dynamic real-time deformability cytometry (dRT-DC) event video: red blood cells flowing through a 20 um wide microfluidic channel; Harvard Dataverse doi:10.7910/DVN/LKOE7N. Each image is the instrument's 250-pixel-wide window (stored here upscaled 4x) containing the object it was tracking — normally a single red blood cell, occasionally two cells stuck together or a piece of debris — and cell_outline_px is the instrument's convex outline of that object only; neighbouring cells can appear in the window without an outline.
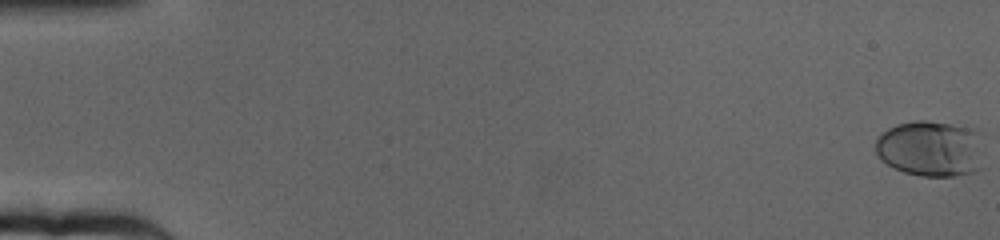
{"species": "human", "species_latin": "Homo sapiens", "temperature_condition": "cold", "stored_images_in_passage": 67, "camera_frame_rate_fps": 3000, "um_per_image_px": 0.085, "donor": {"sex": "female"}, "frame": {"image": 1, "passage_image": 1, "time_ms": 0.0, "image_size_px": [1000, 240], "cell_outline_px": [[980, 168], [972, 172], [952, 176], [924, 176], [904, 172], [880, 160], [876, 152], [876, 140], [888, 128], [896, 124], [916, 120], [928, 120], [952, 124], [972, 128]], "centroid_in_image_um": [78.97, 12.62], "position_along_channel_um": 6.0, "area_um2": 34.16}}
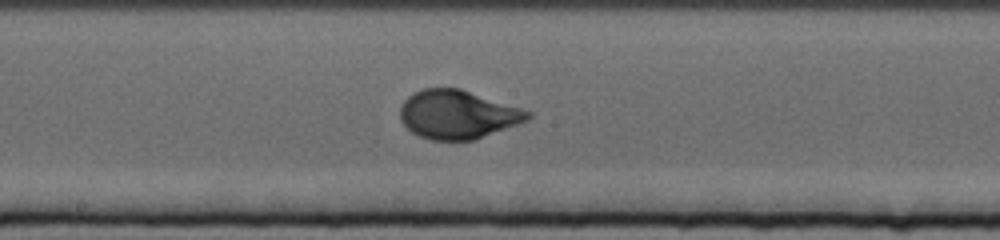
{"frame": {"image": 2, "passage_image": 37, "time_ms": 12.0, "image_size_px": [1000, 240], "cell_outline_px": [[532, 116], [528, 120], [472, 140], [432, 140], [420, 136], [412, 132], [400, 120], [400, 108], [404, 100], [412, 92], [424, 88], [460, 88], [532, 112]], "centroid_in_image_um": [38.86, 9.72], "position_along_channel_um": 209.3, "area_um2": 35.84}}
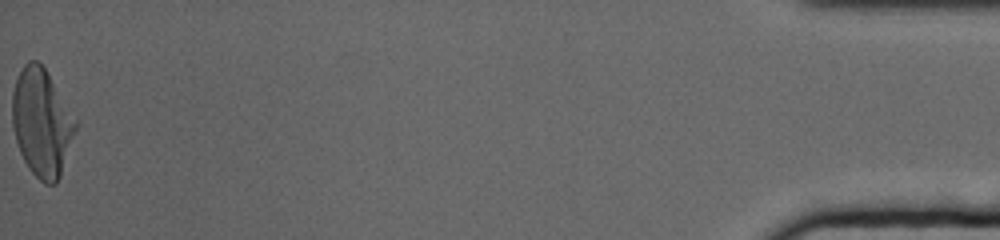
{"frame": {"image": 3, "passage_image": 67, "time_ms": 22.0, "image_size_px": [1000, 240], "cell_outline_px": [[76, 128], [60, 176], [56, 184], [44, 184], [28, 168], [20, 152], [12, 128], [12, 92], [16, 80], [24, 64], [28, 60], [36, 60], [44, 68], [76, 120]], "centroid_in_image_um": [3.51, 10.44], "position_along_channel_um": 431.7, "area_um2": 39.07}, "authors_computed_cell_mechanics": {"area_um2": 35.4892, "velocity_mm_per_s": 3.1381, "shape_relaxation_time_tau1_ms": 4.0102, "shape_relaxation_time_tau2_ms": null, "deformation_change_tau1": 0.1704, "deformation_change_tau2": null}}